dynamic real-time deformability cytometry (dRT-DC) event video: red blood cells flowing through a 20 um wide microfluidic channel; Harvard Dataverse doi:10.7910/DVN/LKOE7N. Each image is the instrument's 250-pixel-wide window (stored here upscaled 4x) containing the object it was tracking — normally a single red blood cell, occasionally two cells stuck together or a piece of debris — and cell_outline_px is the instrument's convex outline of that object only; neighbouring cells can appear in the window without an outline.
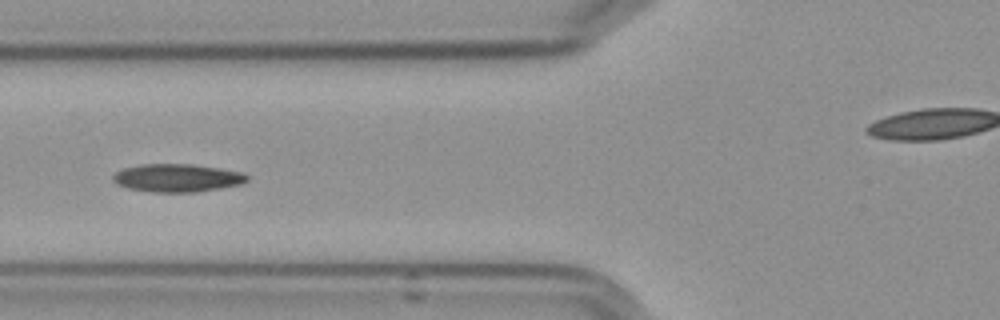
{"species": "Egyptian fruit bat (a non-hibernating species)", "species_latin": "Rousettus aegyptiacus", "temperature_condition": "cold", "stored_images_in_passage": 32, "camera_frame_rate_fps": 3000, "um_per_image_px": 0.085, "frame": {"image": 1, "passage_image": 10, "time_ms": 3.0, "image_size_px": [1000, 320], "cell_outline_px": [[248, 180], [240, 184], [220, 188], [196, 192], [152, 192], [128, 188], [116, 184], [112, 180], [112, 176], [116, 172], [124, 168], [140, 164], [192, 164], [220, 168], [244, 172], [248, 176]], "centroid_in_image_um": [15.06, 15.12], "position_along_channel_um": 110.7, "area_um2": 21.96}}